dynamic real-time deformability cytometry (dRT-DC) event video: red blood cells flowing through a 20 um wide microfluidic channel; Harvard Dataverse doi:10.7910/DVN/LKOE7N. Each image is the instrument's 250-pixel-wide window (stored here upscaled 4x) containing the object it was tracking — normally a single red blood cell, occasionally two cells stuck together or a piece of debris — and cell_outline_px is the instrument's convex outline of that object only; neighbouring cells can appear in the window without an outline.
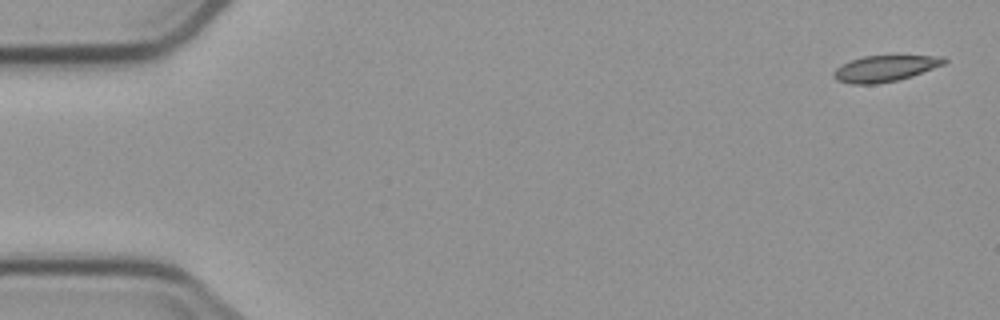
{"species": "common noctule bat (a hibernating species)", "species_latin": "Nyctalus noctula", "temperature_condition": "cold", "stored_images_in_passage": 5, "camera_frame_rate_fps": 3000, "um_per_image_px": 0.085, "animal": {"sex": "male", "body_mass_g": 23.1, "forearm_length_mm": 52.7}, "frame": {"image": 1, "passage_image": 1, "time_ms": 0.0, "image_size_px": [1000, 320], "cell_outline_px": [[948, 60], [944, 64], [912, 76], [896, 80], [876, 84], [852, 84], [836, 80], [832, 76], [832, 72], [836, 68], [852, 60], [864, 56], [944, 56]], "centroid_in_image_um": [75.21, 5.82], "position_along_channel_um": 9.8, "area_um2": 16.65}}
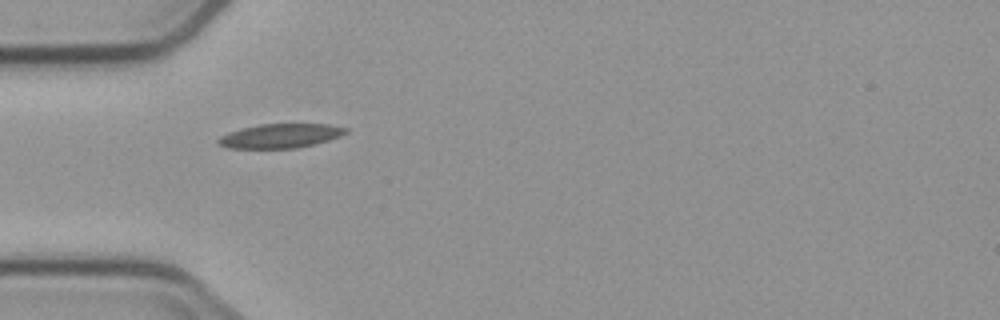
{"frame": {"image": 2, "passage_image": 4, "time_ms": 5.0, "image_size_px": [1000, 320], "cell_outline_px": [[348, 132], [340, 136], [328, 140], [296, 148], [228, 148], [216, 144], [216, 140], [220, 136], [228, 132], [240, 128], [260, 124], [328, 124], [348, 128]], "centroid_in_image_um": [23.78, 11.54], "position_along_channel_um": 61.2, "area_um2": 18.03}}
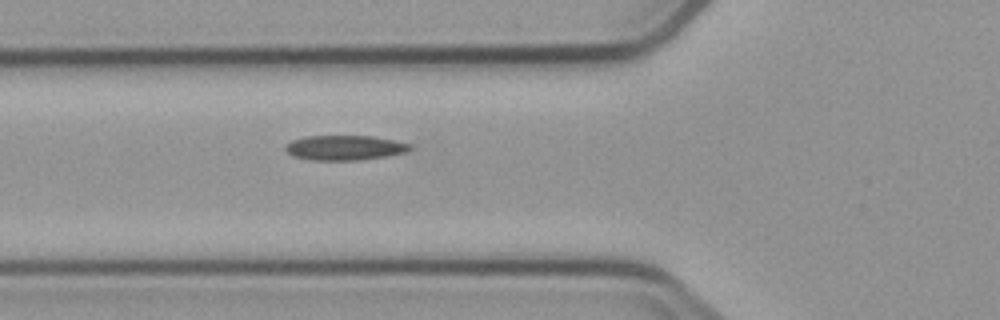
{"frame": {"image": 3, "passage_image": 5, "time_ms": 6.0, "image_size_px": [1000, 320], "cell_outline_px": [[412, 148], [404, 152], [384, 156], [356, 160], [312, 160], [292, 156], [284, 148], [292, 140], [304, 136], [372, 136], [412, 144]], "centroid_in_image_um": [29.27, 12.55], "position_along_channel_um": 96.5, "area_um2": 17.8}}